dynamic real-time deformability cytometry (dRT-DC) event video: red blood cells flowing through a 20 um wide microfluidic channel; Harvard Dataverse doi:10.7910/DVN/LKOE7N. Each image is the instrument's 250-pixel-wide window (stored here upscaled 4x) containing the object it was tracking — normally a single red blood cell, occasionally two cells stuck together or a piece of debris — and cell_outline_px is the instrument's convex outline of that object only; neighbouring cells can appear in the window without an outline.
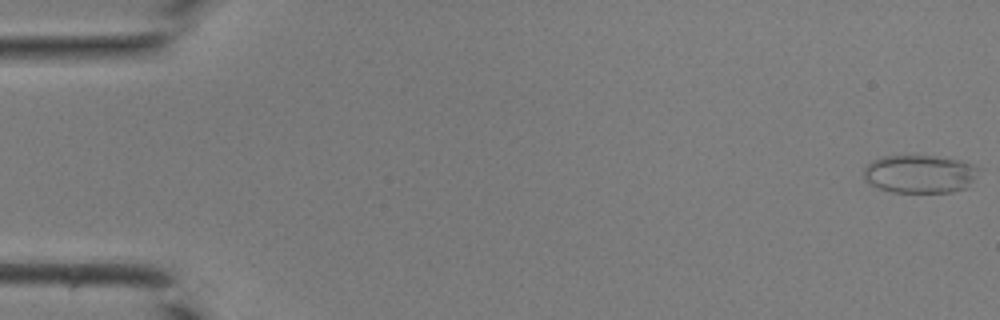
{"species": "common noctule bat (a hibernating species)", "species_latin": "Nyctalus noctula", "temperature_condition": "room temperature", "stored_images_in_passage": 42, "camera_frame_rate_fps": 3000, "um_per_image_px": 0.085, "animal": {"sex": "male", "body_mass_g": 19.0, "forearm_length_mm": 50.8}, "frame": {"image": 1, "passage_image": 1, "time_ms": 0.0, "image_size_px": [1000, 320], "cell_outline_px": [[984, 168], [964, 188], [952, 192], [892, 192], [876, 188], [864, 180], [864, 168], [872, 160], [884, 156], [932, 156], [960, 160]], "centroid_in_image_um": [78.18, 14.79], "position_along_channel_um": 6.8, "area_um2": 25.66}}
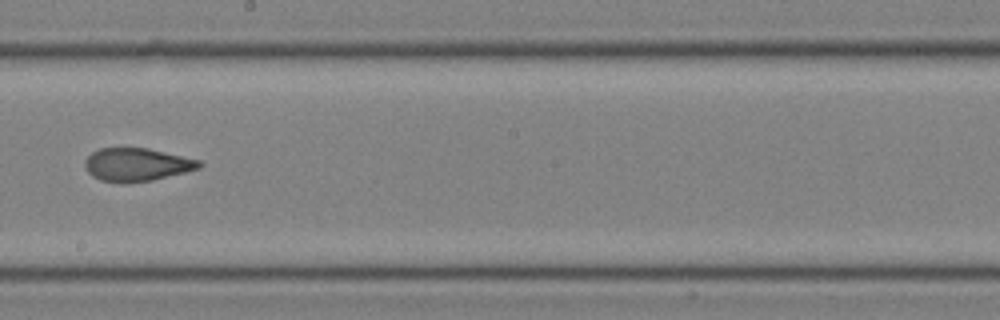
{"frame": {"image": 2, "passage_image": 25, "time_ms": 8.0, "image_size_px": [1000, 320], "cell_outline_px": [[204, 164], [200, 168], [152, 180], [100, 180], [92, 176], [88, 172], [84, 164], [84, 160], [92, 152], [100, 148], [148, 148], [200, 160]], "centroid_in_image_um": [11.64, 13.95], "position_along_channel_um": 236.6, "area_um2": 21.39}}
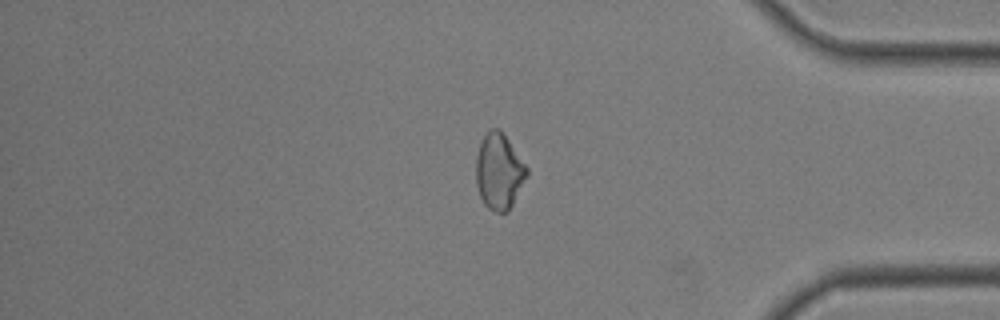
{"frame": {"image": 3, "passage_image": 36, "time_ms": 11.667, "image_size_px": [1000, 320], "cell_outline_px": [[528, 176], [508, 212], [496, 212], [488, 208], [484, 204], [480, 196], [476, 184], [476, 156], [480, 144], [488, 128], [500, 128], [528, 168]], "centroid_in_image_um": [42.42, 14.57], "position_along_channel_um": 392.8, "area_um2": 22.54}}